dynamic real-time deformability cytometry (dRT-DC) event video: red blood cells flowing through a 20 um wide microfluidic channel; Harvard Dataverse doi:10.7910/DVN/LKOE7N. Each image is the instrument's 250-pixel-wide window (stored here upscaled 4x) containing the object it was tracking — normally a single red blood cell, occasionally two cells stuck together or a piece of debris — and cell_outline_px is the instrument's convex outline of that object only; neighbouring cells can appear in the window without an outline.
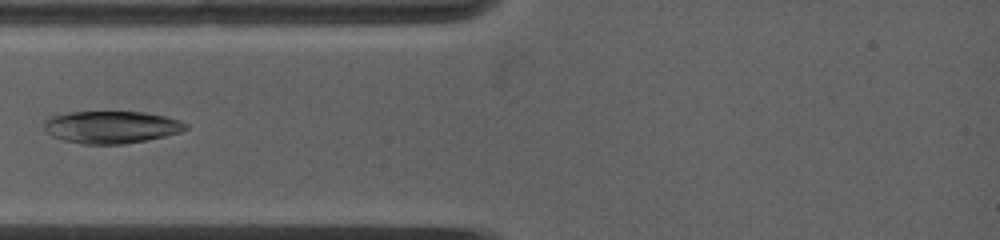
{"species": "common noctule bat (a hibernating species)", "species_latin": "Nyctalus noctula", "temperature_condition": "warm", "stored_images_in_passage": 32, "camera_frame_rate_fps": 5000, "um_per_image_px": 0.085, "animal": {"sex": "female", "body_mass_g": 19.0, "forearm_length_mm": 53.3}, "frame": {"image": 1, "passage_image": 5, "time_ms": 2.6, "image_size_px": [1000, 240], "cell_outline_px": [[188, 128], [180, 132], [164, 136], [124, 144], [80, 144], [64, 140], [52, 136], [44, 128], [44, 120], [48, 116], [68, 112], [144, 112], [164, 116], [180, 120], [188, 124]], "centroid_in_image_um": [9.44, 10.8], "position_along_channel_um": 75.6, "area_um2": 26.7}}
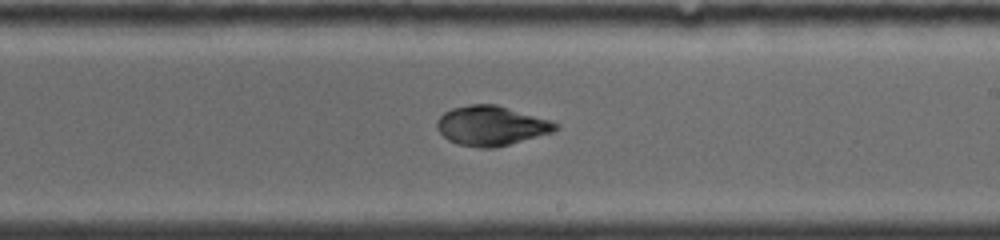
{"frame": {"image": 2, "passage_image": 17, "time_ms": 7.0, "image_size_px": [1000, 240], "cell_outline_px": [[560, 128], [552, 132], [496, 148], [480, 148], [460, 144], [448, 140], [436, 128], [436, 120], [444, 112], [452, 108], [472, 104], [496, 104], [552, 120], [560, 124]], "centroid_in_image_um": [41.78, 10.68], "position_along_channel_um": 247.2, "area_um2": 27.51}}
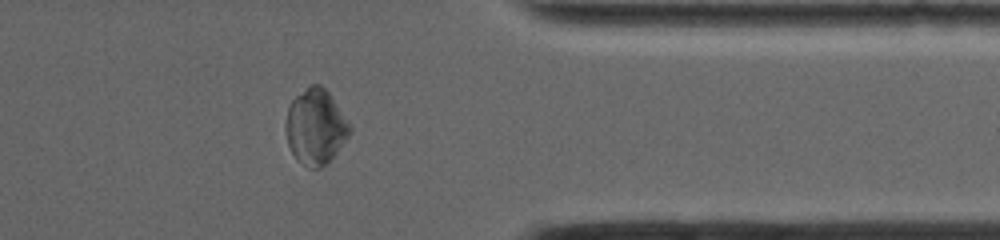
{"frame": {"image": 3, "passage_image": 28, "time_ms": 10.8, "image_size_px": [1000, 240], "cell_outline_px": [[352, 132], [336, 152], [320, 168], [308, 168], [296, 160], [288, 144], [284, 128], [284, 124], [288, 108], [292, 100], [296, 96], [312, 84], [320, 84], [328, 92], [352, 128]], "centroid_in_image_um": [26.79, 10.79], "position_along_channel_um": 384.6, "area_um2": 27.8}, "authors_computed_cell_mechanics": {"area_um2": 27.3105, "velocity_mm_per_s": 3.9018, "shape_relaxation_time_tau1_ms": 7.3474, "shape_relaxation_time_tau2_ms": null, "deformation_change_tau1": 0.223, "deformation_change_tau2": null}}